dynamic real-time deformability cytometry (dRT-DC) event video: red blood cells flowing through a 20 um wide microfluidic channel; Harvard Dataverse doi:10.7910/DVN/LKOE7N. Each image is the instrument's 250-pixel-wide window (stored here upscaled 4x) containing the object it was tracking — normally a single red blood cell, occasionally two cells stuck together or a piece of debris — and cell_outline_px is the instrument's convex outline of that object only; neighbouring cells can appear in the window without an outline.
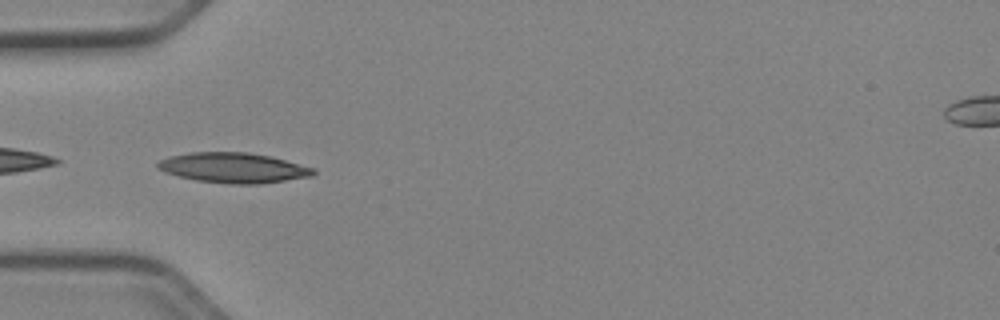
{"species": "Egyptian fruit bat (a non-hibernating species)", "species_latin": "Rousettus aegyptiacus", "temperature_condition": "cold", "stored_images_in_passage": 37, "camera_frame_rate_fps": 3000, "um_per_image_px": 0.085, "animal": {"sex": "female"}, "frame": {"image": 1, "passage_image": 2, "time_ms": 0.333, "image_size_px": [1000, 320], "cell_outline_px": [[316, 172], [312, 176], [260, 184], [232, 184], [196, 180], [164, 172], [156, 168], [156, 164], [160, 160], [172, 156], [192, 152], [248, 152], [268, 156], [316, 168]], "centroid_in_image_um": [19.85, 14.26], "position_along_channel_um": 65.2, "area_um2": 27.17}}
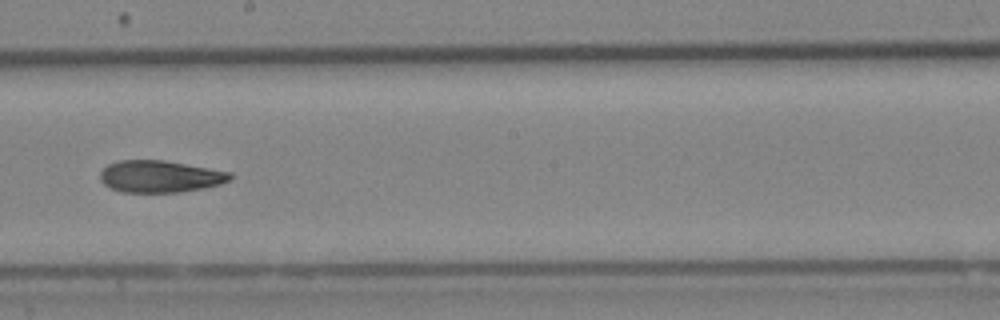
{"frame": {"image": 2, "passage_image": 15, "time_ms": 4.667, "image_size_px": [1000, 320], "cell_outline_px": [[232, 176], [228, 180], [220, 184], [180, 192], [120, 192], [104, 184], [100, 180], [100, 172], [108, 164], [120, 160], [164, 160], [232, 172]], "centroid_in_image_um": [13.58, 14.99], "position_along_channel_um": 234.6, "area_um2": 24.04}}
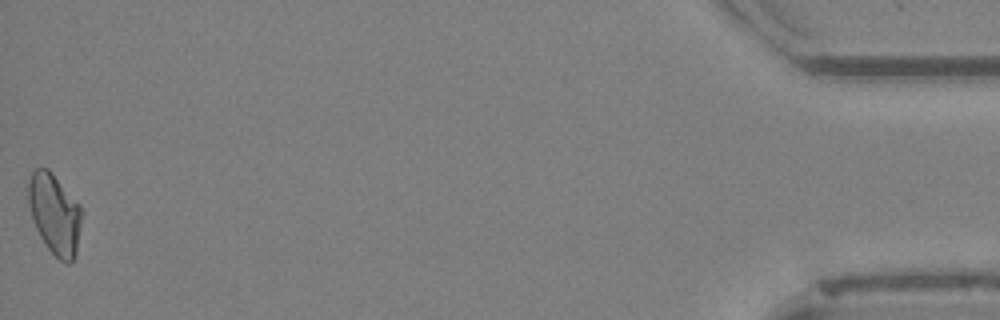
{"frame": {"image": 3, "passage_image": 37, "time_ms": 12.0, "image_size_px": [1000, 320], "cell_outline_px": [[80, 224], [76, 252], [72, 260], [68, 264], [60, 260], [48, 248], [40, 236], [36, 228], [32, 216], [28, 200], [28, 184], [32, 172], [36, 168], [48, 168], [80, 204]], "centroid_in_image_um": [4.63, 18.16], "position_along_channel_um": 430.6, "area_um2": 24.51}, "authors_computed_cell_mechanics": {"area_um2": 24.6228, "velocity_mm_per_s": 3.9502, "shape_relaxation_time_tau1_ms": 8.9534, "shape_relaxation_time_tau2_ms": null, "deformation_change_tau1": 0.1808, "deformation_change_tau2": null}}